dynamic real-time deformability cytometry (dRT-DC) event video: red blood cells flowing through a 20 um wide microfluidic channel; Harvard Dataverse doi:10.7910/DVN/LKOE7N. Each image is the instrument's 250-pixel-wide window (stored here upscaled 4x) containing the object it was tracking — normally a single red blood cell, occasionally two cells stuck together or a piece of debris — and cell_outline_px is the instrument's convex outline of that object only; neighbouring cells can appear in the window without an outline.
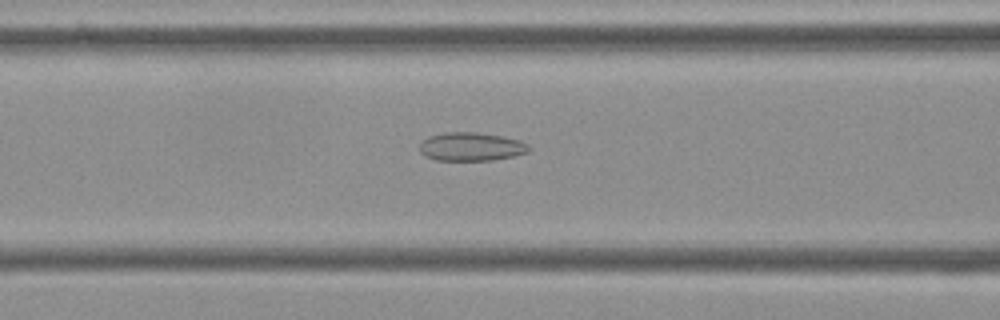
{"species": "Egyptian fruit bat (a non-hibernating species)", "species_latin": "Rousettus aegyptiacus", "temperature_condition": "cold", "stored_images_in_passage": 31, "camera_frame_rate_fps": 3000, "um_per_image_px": 0.085, "frame": {"image": 1, "passage_image": 6, "time_ms": 1.667, "image_size_px": [1000, 320], "cell_outline_px": [[532, 148], [528, 152], [512, 156], [492, 160], [436, 160], [424, 156], [420, 152], [420, 140], [428, 136], [444, 132], [476, 132], [504, 136], [520, 140], [528, 144]], "centroid_in_image_um": [40.03, 12.45], "position_along_channel_um": 126.6, "area_um2": 18.38}}
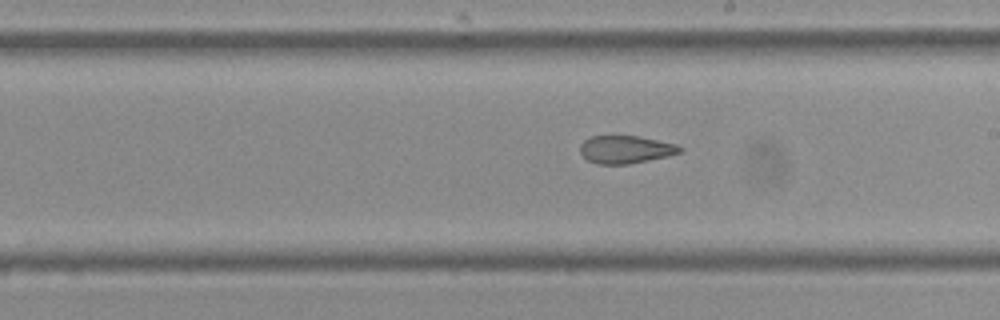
{"frame": {"image": 2, "passage_image": 15, "time_ms": 4.667, "image_size_px": [1000, 320], "cell_outline_px": [[684, 148], [680, 152], [668, 156], [628, 164], [596, 164], [588, 160], [580, 152], [580, 144], [584, 140], [592, 136], [640, 136], [676, 144]], "centroid_in_image_um": [53.18, 12.7], "position_along_channel_um": 235.8, "area_um2": 16.13}}
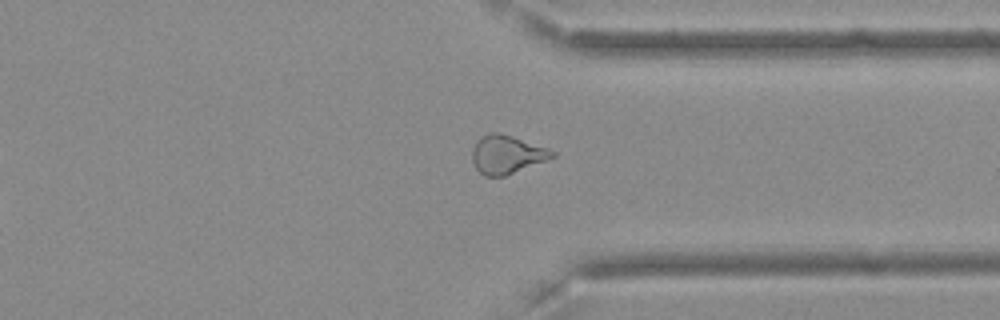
{"frame": {"image": 3, "passage_image": 26, "time_ms": 8.333, "image_size_px": [1000, 320], "cell_outline_px": [[556, 156], [548, 160], [504, 176], [484, 176], [476, 168], [472, 160], [472, 148], [476, 140], [488, 132], [496, 132], [512, 136], [548, 148], [556, 152]], "centroid_in_image_um": [43.08, 13.12], "position_along_channel_um": 368.3, "area_um2": 17.98}, "authors_computed_cell_mechanics": {"area_um2": 17.34, "velocity_mm_per_s": 3.6356, "shape_relaxation_time_tau1_ms": null, "shape_relaxation_time_tau2_ms": 2.9582, "deformation_change_tau1": null, "deformation_change_tau2": 0.1119}}